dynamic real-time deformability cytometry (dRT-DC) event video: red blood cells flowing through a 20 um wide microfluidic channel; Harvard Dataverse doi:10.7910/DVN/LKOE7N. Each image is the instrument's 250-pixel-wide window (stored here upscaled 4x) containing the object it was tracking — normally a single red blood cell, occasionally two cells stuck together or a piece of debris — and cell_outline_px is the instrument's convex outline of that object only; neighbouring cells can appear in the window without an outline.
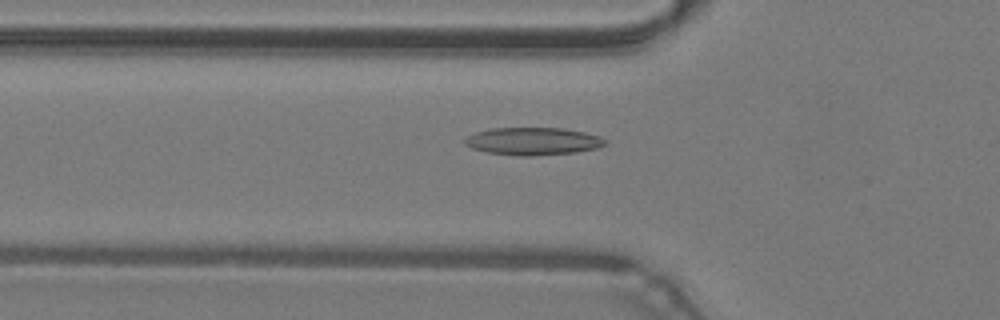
{"species": "common noctule bat (a hibernating species)", "species_latin": "Nyctalus noctula", "temperature_condition": "warm", "stored_images_in_passage": 21, "camera_frame_rate_fps": 3000, "um_per_image_px": 0.085, "animal": {"sex": "male", "body_mass_g": 19.2, "forearm_length_mm": 51.8}, "frame": {"image": 1, "passage_image": 9, "time_ms": 2.667, "image_size_px": [1000, 320], "cell_outline_px": [[608, 144], [600, 148], [576, 152], [532, 156], [520, 156], [488, 152], [472, 148], [464, 144], [464, 140], [468, 136], [476, 132], [492, 128], [564, 128], [584, 132], [600, 136], [608, 140]], "centroid_in_image_um": [45.37, 12.0], "position_along_channel_um": 80.4, "area_um2": 22.72}}
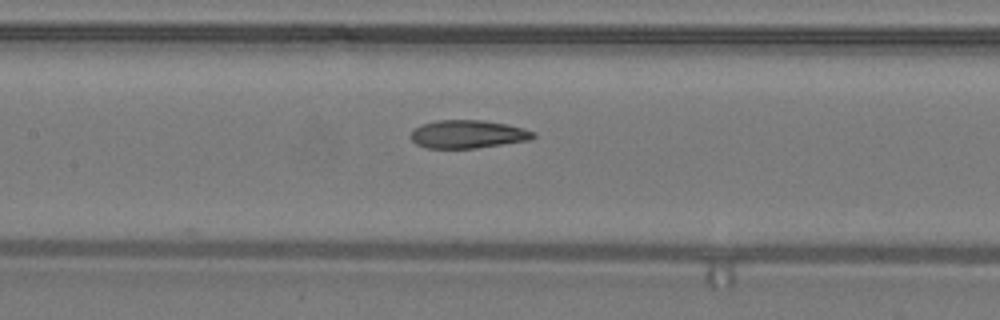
{"frame": {"image": 2, "passage_image": 15, "time_ms": 4.667, "image_size_px": [1000, 320], "cell_outline_px": [[536, 136], [532, 140], [476, 148], [428, 148], [416, 144], [408, 136], [420, 124], [436, 120], [484, 120], [524, 128], [536, 132]], "centroid_in_image_um": [39.78, 11.4], "position_along_channel_um": 167.6, "area_um2": 20.23}}
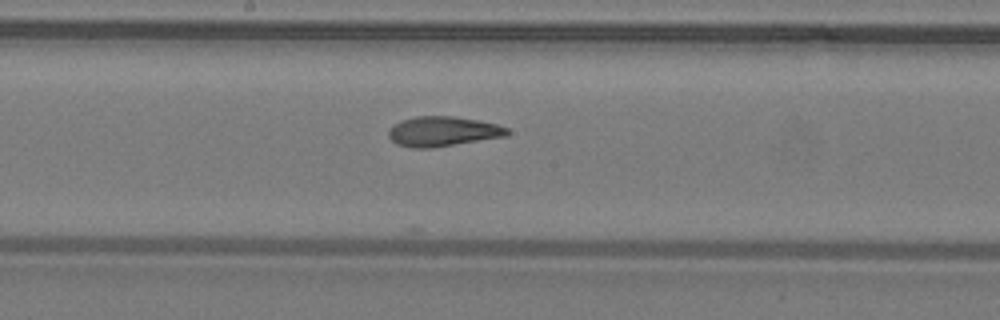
{"frame": {"image": 3, "passage_image": 18, "time_ms": 5.667, "image_size_px": [1000, 320], "cell_outline_px": [[508, 132], [504, 136], [432, 148], [412, 148], [396, 144], [388, 136], [388, 128], [400, 120], [416, 116], [452, 116], [476, 120], [496, 124], [508, 128]], "centroid_in_image_um": [37.56, 11.17], "position_along_channel_um": 210.6, "area_um2": 20.52}}